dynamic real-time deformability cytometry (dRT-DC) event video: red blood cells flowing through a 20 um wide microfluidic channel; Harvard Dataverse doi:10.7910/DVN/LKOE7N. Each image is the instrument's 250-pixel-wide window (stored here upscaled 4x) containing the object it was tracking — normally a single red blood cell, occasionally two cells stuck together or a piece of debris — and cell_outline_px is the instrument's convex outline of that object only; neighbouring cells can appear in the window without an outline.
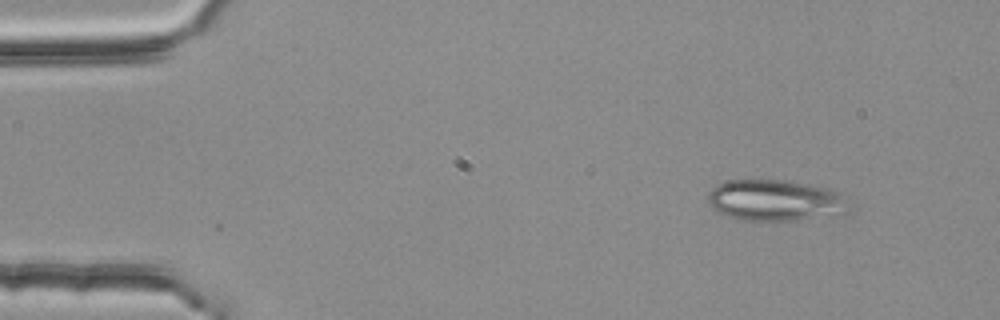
{"species": "common noctule bat (a hibernating species)", "species_latin": "Nyctalus noctula", "temperature_condition": "room temperature", "stored_images_in_passage": 2, "camera_frame_rate_fps": 3000, "um_per_image_px": 0.085, "animal": {"sex": "female", "body_mass_g": 25.1}, "frame": {"image": 1, "passage_image": 2, "time_ms": 0.333, "image_size_px": [1000, 320], "cell_outline_px": [[852, 208], [848, 212], [796, 220], [744, 220], [728, 216], [716, 212], [712, 208], [708, 200], [708, 192], [716, 184], [728, 180], [784, 180], [808, 184], [828, 188], [840, 192], [848, 196]], "centroid_in_image_um": [65.94, 17.02], "position_along_channel_um": 19.1, "area_um2": 34.16}}